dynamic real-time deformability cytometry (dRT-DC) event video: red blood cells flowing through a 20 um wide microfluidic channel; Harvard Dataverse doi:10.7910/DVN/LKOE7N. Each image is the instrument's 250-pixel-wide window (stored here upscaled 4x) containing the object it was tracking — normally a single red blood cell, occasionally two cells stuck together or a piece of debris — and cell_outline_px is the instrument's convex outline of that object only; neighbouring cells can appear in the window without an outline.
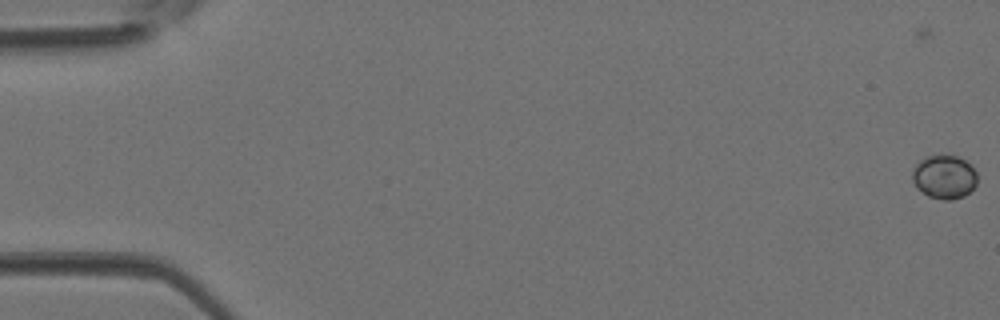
{"species": "Egyptian fruit bat (a non-hibernating species)", "species_latin": "Rousettus aegyptiacus", "temperature_condition": "room temperature", "stored_images_in_passage": 3, "camera_frame_rate_fps": 3000, "um_per_image_px": 0.085, "animal": {"sex": "female"}, "frame": {"image": 1, "passage_image": 3, "time_ms": 0.667, "image_size_px": [1000, 320], "cell_outline_px": [[976, 184], [964, 196], [952, 200], [940, 200], [928, 196], [916, 188], [912, 180], [912, 172], [916, 164], [924, 156], [960, 156], [976, 172]], "centroid_in_image_um": [80.23, 15.05], "position_along_channel_um": 4.8, "area_um2": 16.47}}